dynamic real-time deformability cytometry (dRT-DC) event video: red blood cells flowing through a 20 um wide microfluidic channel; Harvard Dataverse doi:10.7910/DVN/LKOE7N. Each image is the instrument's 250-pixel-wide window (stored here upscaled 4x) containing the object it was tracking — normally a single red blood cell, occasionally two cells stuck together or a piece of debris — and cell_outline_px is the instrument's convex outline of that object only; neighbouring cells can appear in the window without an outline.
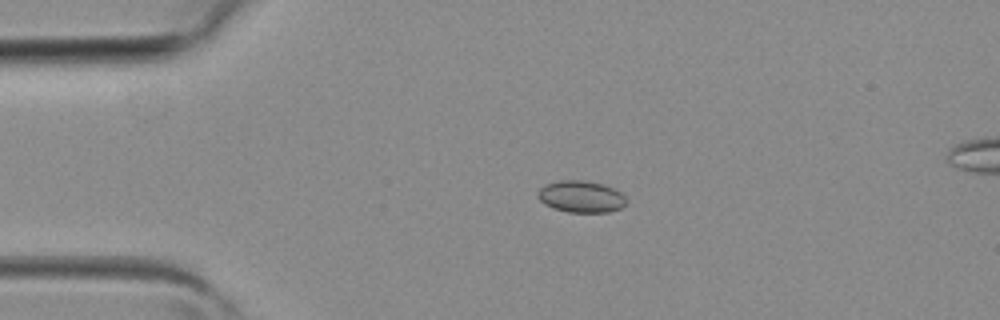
{"species": "common noctule bat (a hibernating species)", "species_latin": "Nyctalus noctula", "temperature_condition": "room temperature", "stored_images_in_passage": 2, "camera_frame_rate_fps": 3000, "um_per_image_px": 0.085, "animal": {"sex": "female", "body_mass_g": 19.3, "forearm_length_mm": 54.1}, "frame": {"image": 1, "passage_image": 1, "time_ms": 0.0, "image_size_px": [1000, 320], "cell_outline_px": [[628, 200], [620, 208], [608, 212], [568, 212], [552, 208], [544, 204], [536, 196], [536, 192], [544, 184], [560, 180], [584, 180], [604, 184], [620, 192]], "centroid_in_image_um": [49.35, 16.7], "position_along_channel_um": 35.7, "area_um2": 16.53}}